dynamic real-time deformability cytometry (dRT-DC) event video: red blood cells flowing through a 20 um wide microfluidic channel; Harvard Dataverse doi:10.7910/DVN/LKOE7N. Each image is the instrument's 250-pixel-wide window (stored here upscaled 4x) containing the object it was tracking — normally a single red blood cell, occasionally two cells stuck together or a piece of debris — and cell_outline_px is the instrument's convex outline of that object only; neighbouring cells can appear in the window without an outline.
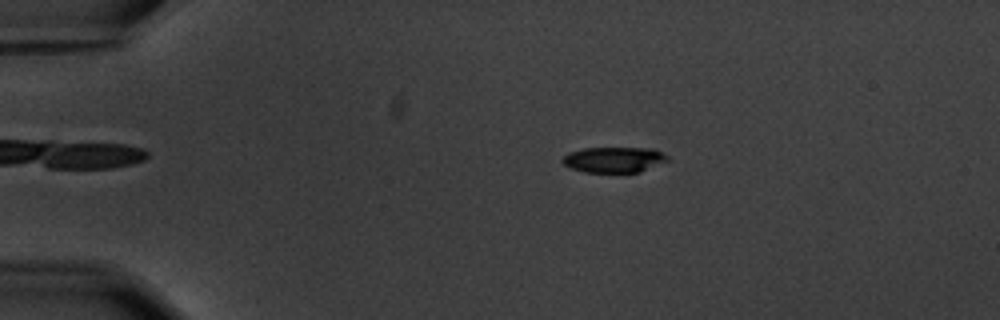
{"species": "common noctule bat (a hibernating species)", "species_latin": "Nyctalus noctula", "temperature_condition": "warm", "stored_images_in_passage": 8, "camera_frame_rate_fps": 3000, "um_per_image_px": 0.085, "animal": {"sex": "male", "body_mass_g": 20.1, "forearm_length_mm": 53.5}, "frame": {"image": 1, "passage_image": 3, "time_ms": 2.333, "image_size_px": [1000, 320], "cell_outline_px": [[668, 160], [640, 172], [584, 172], [572, 168], [564, 164], [560, 160], [568, 152], [584, 148], [656, 148], [668, 156]], "centroid_in_image_um": [52.18, 13.56], "position_along_channel_um": 32.8, "area_um2": 15.66}}
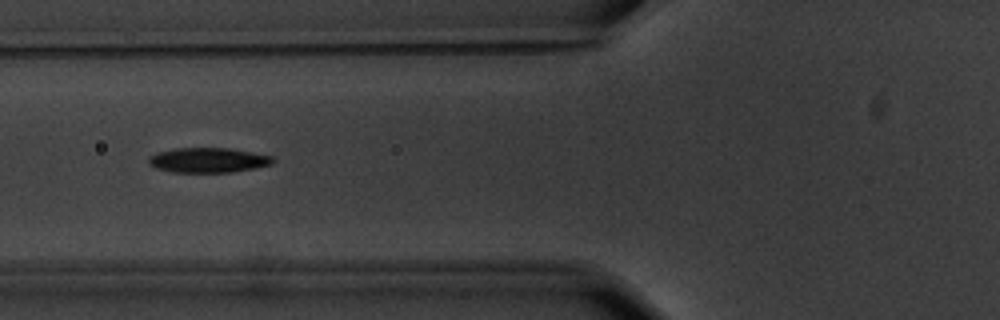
{"frame": {"image": 2, "passage_image": 6, "time_ms": 6.0, "image_size_px": [1000, 320], "cell_outline_px": [[276, 160], [272, 164], [256, 168], [232, 172], [172, 172], [156, 168], [148, 164], [148, 156], [156, 152], [176, 148], [228, 148], [252, 152], [272, 156]], "centroid_in_image_um": [17.68, 13.61], "position_along_channel_um": 108.1, "area_um2": 18.15}}
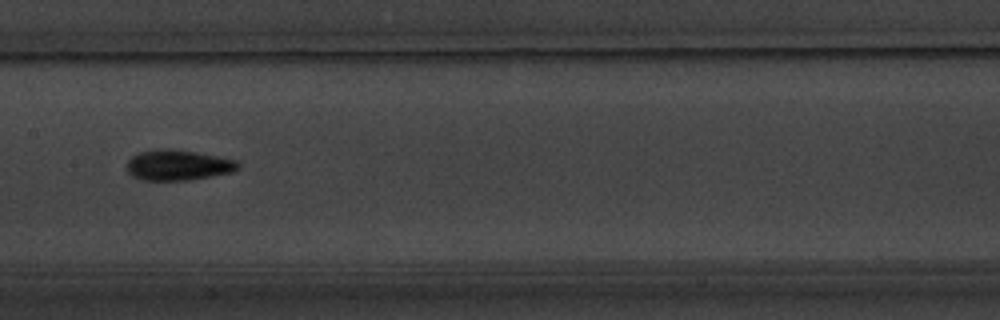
{"frame": {"image": 3, "passage_image": 8, "time_ms": 8.333, "image_size_px": [1000, 320], "cell_outline_px": [[240, 168], [232, 172], [188, 180], [144, 180], [132, 176], [128, 172], [128, 160], [132, 156], [140, 152], [160, 148], [168, 148], [196, 152], [236, 160], [240, 164]], "centroid_in_image_um": [15.14, 14.03], "position_along_channel_um": 192.3, "area_um2": 19.65}}